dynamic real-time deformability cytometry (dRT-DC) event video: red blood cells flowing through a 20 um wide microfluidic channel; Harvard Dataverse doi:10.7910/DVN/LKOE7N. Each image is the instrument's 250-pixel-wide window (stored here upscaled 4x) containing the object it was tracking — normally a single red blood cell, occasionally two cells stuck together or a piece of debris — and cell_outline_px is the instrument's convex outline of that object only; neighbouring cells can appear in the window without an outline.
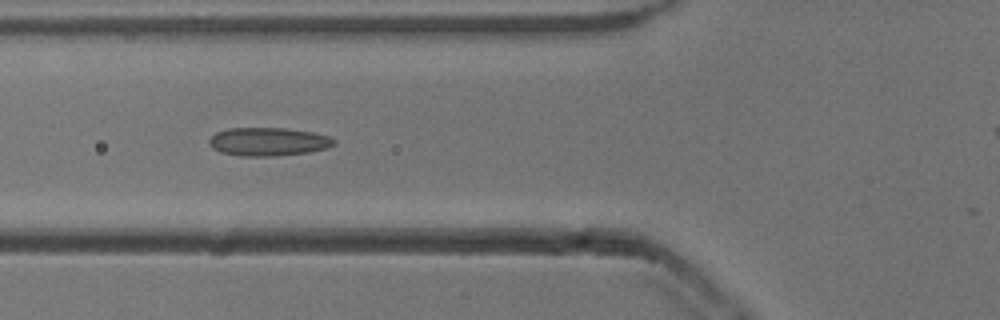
{"species": "common noctule bat (a hibernating species)", "species_latin": "Nyctalus noctula", "temperature_condition": "cold", "stored_images_in_passage": 35, "camera_frame_rate_fps": 3000, "um_per_image_px": 0.085, "animal": {"sex": "male", "body_mass_g": 13.3}, "frame": {"image": 1, "passage_image": 8, "time_ms": 2.333, "image_size_px": [1000, 320], "cell_outline_px": [[336, 144], [328, 148], [308, 152], [272, 156], [240, 156], [220, 152], [212, 148], [208, 144], [208, 140], [216, 132], [228, 128], [288, 128], [312, 132], [328, 136], [336, 140]], "centroid_in_image_um": [22.79, 12.04], "position_along_channel_um": 103.0, "area_um2": 20.75}}
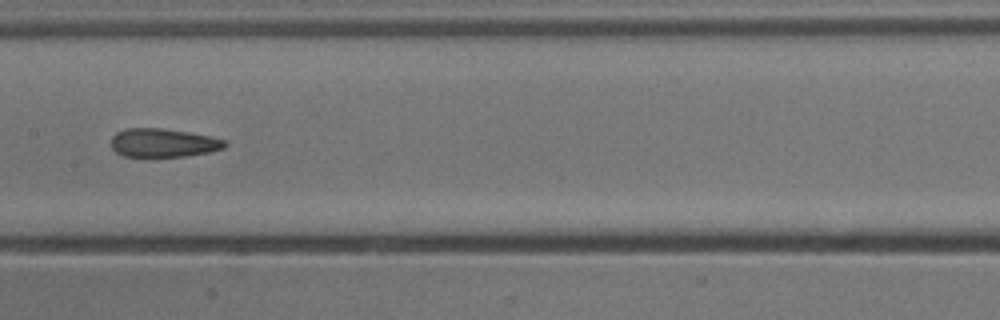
{"frame": {"image": 2, "passage_image": 15, "time_ms": 4.667, "image_size_px": [1000, 320], "cell_outline_px": [[228, 144], [224, 148], [208, 152], [184, 156], [124, 156], [116, 152], [112, 148], [112, 136], [116, 132], [128, 128], [160, 128], [188, 132], [228, 140]], "centroid_in_image_um": [13.89, 12.13], "position_along_channel_um": 193.5, "area_um2": 18.79}}
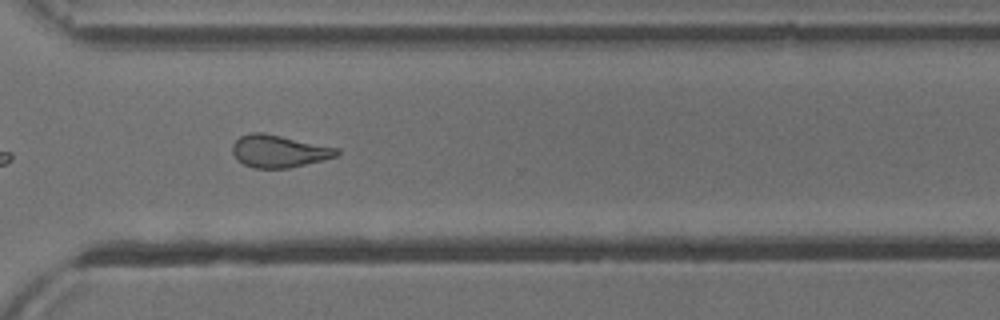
{"frame": {"image": 3, "passage_image": 27, "time_ms": 8.667, "image_size_px": [1000, 320], "cell_outline_px": [[340, 152], [336, 156], [288, 168], [256, 168], [244, 164], [236, 160], [232, 152], [232, 144], [240, 136], [252, 132], [264, 132], [340, 148]], "centroid_in_image_um": [23.68, 12.83], "position_along_channel_um": 346.9, "area_um2": 19.71}}